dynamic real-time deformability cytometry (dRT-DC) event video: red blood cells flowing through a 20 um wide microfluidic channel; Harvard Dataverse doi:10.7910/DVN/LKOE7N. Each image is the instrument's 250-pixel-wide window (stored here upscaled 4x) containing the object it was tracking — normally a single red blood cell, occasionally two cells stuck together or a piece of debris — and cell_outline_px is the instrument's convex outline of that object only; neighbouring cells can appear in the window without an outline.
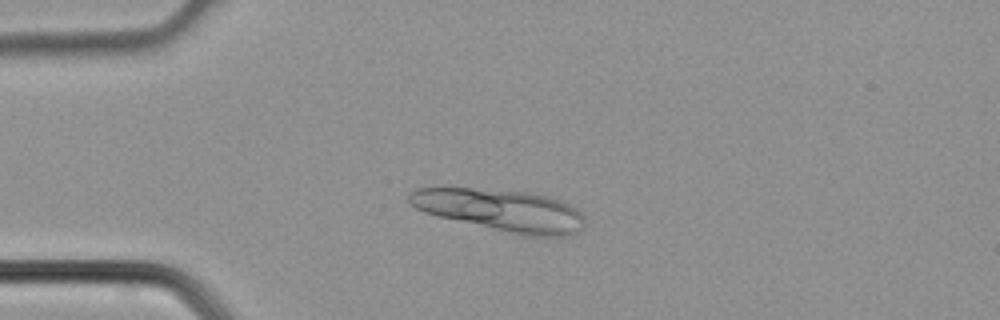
{"species": "common noctule bat (a hibernating species)", "species_latin": "Nyctalus noctula", "temperature_condition": "cold", "stored_images_in_passage": 3, "camera_frame_rate_fps": 3000, "um_per_image_px": 0.085, "animal": {"sex": "male", "body_mass_g": 21.5, "forearm_length_mm": 52.0}, "frame": {"image": 1, "passage_image": 2, "time_ms": 0.333, "image_size_px": [1000, 320], "cell_outline_px": [[584, 228], [576, 236], [520, 236], [424, 212], [408, 204], [408, 192], [416, 188], [472, 188], [528, 192], [548, 196], [560, 200], [576, 208], [584, 216]], "centroid_in_image_um": [42.62, 17.88], "position_along_channel_um": 42.4, "area_um2": 43.35}}